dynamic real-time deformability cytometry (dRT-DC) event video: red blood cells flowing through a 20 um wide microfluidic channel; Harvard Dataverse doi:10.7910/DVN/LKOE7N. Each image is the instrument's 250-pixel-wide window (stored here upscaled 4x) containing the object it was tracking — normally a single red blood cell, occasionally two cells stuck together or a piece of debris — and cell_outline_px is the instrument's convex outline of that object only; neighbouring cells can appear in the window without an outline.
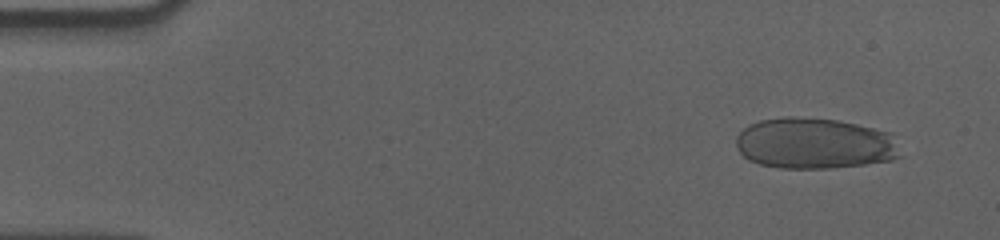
{"species": "human", "species_latin": "Homo sapiens", "temperature_condition": "cold", "stored_images_in_passage": 53, "camera_frame_rate_fps": 3000, "um_per_image_px": 0.085, "donor": {"sex": "male"}, "frame": {"image": 1, "passage_image": 1, "time_ms": 0.0, "image_size_px": [1000, 240], "cell_outline_px": [[904, 156], [892, 160], [864, 164], [828, 168], [780, 168], [760, 164], [748, 160], [740, 152], [736, 144], [736, 136], [748, 124], [760, 120], [784, 116], [792, 116], [836, 120], [856, 124], [892, 132]], "centroid_in_image_um": [69.27, 12.18], "position_along_channel_um": 15.7, "area_um2": 49.3}}
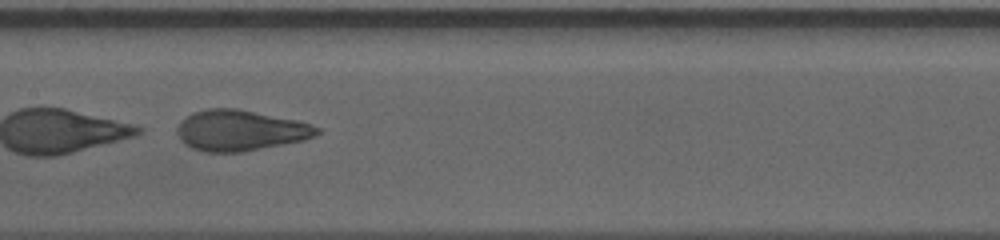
{"frame": {"image": 2, "passage_image": 26, "time_ms": 8.333, "image_size_px": [1000, 240], "cell_outline_px": [[320, 132], [316, 136], [304, 140], [244, 152], [204, 152], [192, 148], [184, 144], [180, 140], [176, 132], [176, 128], [180, 120], [192, 112], [208, 108], [236, 108], [296, 120], [320, 128]], "centroid_in_image_um": [20.37, 11.09], "position_along_channel_um": 187.0, "area_um2": 33.41}}
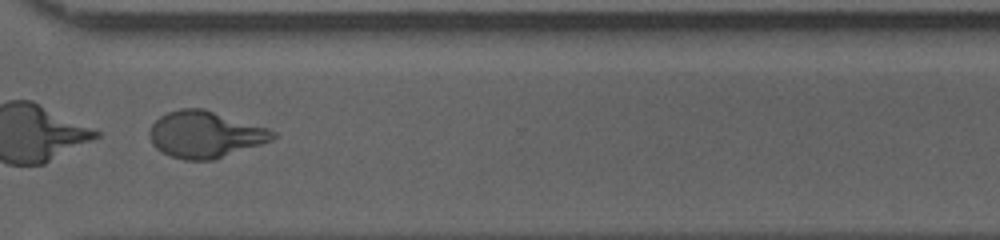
{"frame": {"image": 3, "passage_image": 40, "time_ms": 13.0, "image_size_px": [1000, 240], "cell_outline_px": [[276, 136], [272, 140], [212, 160], [184, 160], [172, 156], [156, 148], [152, 144], [148, 136], [148, 132], [152, 124], [160, 116], [168, 112], [180, 108], [204, 108], [268, 128], [276, 132]], "centroid_in_image_um": [17.41, 11.41], "position_along_channel_um": 353.2, "area_um2": 33.35}, "authors_computed_cell_mechanics": {"area_um2": 48.4364, "velocity_mm_per_s": 3.5606, "shape_relaxation_time_tau1_ms": 1.8253, "shape_relaxation_time_tau2_ms": 0.9441, "deformation_change_tau1": 0.3166, "deformation_change_tau2": 0.0627}}